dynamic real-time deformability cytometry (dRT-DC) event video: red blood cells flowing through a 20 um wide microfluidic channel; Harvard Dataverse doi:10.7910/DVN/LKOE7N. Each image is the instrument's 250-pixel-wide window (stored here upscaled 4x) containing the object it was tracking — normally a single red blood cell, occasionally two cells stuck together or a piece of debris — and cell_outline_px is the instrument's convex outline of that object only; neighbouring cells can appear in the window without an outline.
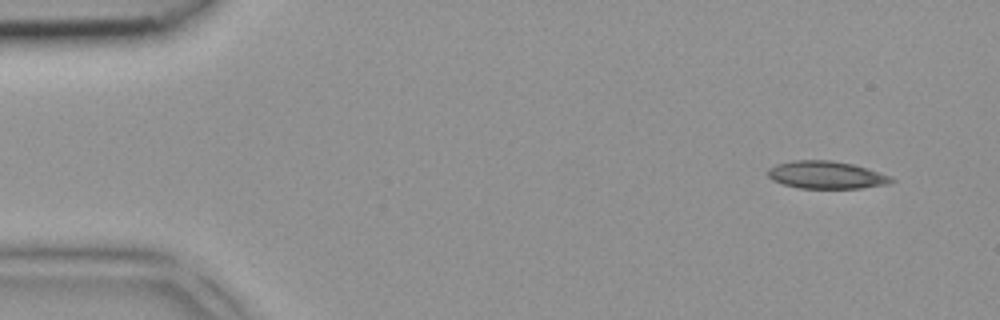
{"species": "common noctule bat (a hibernating species)", "species_latin": "Nyctalus noctula", "temperature_condition": "room temperature", "stored_images_in_passage": 4, "camera_frame_rate_fps": 3000, "um_per_image_px": 0.085, "animal": {"sex": "female", "body_mass_g": 18.4}, "frame": {"image": 1, "passage_image": 1, "time_ms": 0.0, "image_size_px": [1000, 320], "cell_outline_px": [[896, 180], [888, 184], [860, 188], [800, 188], [784, 184], [772, 180], [768, 176], [768, 168], [776, 164], [796, 160], [832, 160], [852, 164], [892, 176]], "centroid_in_image_um": [70.24, 14.87], "position_along_channel_um": 14.8, "area_um2": 19.77}}
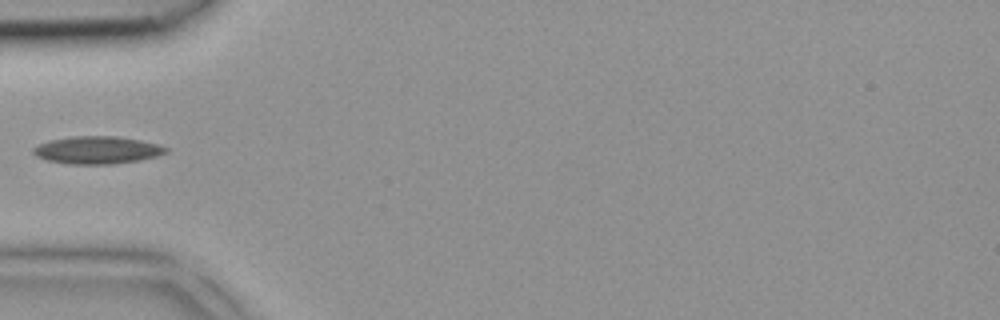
{"frame": {"image": 2, "passage_image": 4, "time_ms": 1.0, "image_size_px": [1000, 320], "cell_outline_px": [[168, 152], [156, 156], [140, 160], [112, 164], [68, 164], [48, 160], [36, 156], [32, 152], [32, 148], [48, 140], [72, 136], [116, 136], [140, 140], [160, 144], [168, 148]], "centroid_in_image_um": [8.27, 12.75], "position_along_channel_um": 76.7, "area_um2": 21.39}}